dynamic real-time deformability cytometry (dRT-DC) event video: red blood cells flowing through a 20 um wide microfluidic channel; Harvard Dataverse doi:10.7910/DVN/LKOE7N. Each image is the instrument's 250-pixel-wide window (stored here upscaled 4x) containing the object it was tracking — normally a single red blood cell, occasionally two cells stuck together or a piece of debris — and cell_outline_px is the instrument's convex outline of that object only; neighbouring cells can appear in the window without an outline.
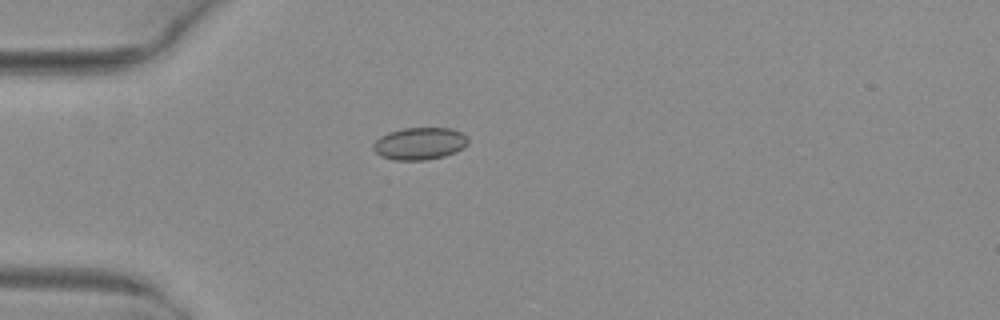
{"species": "common noctule bat (a hibernating species)", "species_latin": "Nyctalus noctula", "temperature_condition": "warm", "stored_images_in_passage": 3, "camera_frame_rate_fps": 3000, "um_per_image_px": 0.085, "animal": {"sex": "female", "body_mass_g": 29.2, "forearm_length_mm": 56.3}, "frame": {"image": 1, "passage_image": 2, "time_ms": 0.333, "image_size_px": [1000, 320], "cell_outline_px": [[468, 144], [464, 148], [456, 152], [444, 156], [428, 160], [392, 160], [380, 156], [372, 148], [372, 144], [380, 136], [388, 132], [404, 128], [452, 128], [468, 136]], "centroid_in_image_um": [35.67, 12.21], "position_along_channel_um": 49.3, "area_um2": 18.09}}